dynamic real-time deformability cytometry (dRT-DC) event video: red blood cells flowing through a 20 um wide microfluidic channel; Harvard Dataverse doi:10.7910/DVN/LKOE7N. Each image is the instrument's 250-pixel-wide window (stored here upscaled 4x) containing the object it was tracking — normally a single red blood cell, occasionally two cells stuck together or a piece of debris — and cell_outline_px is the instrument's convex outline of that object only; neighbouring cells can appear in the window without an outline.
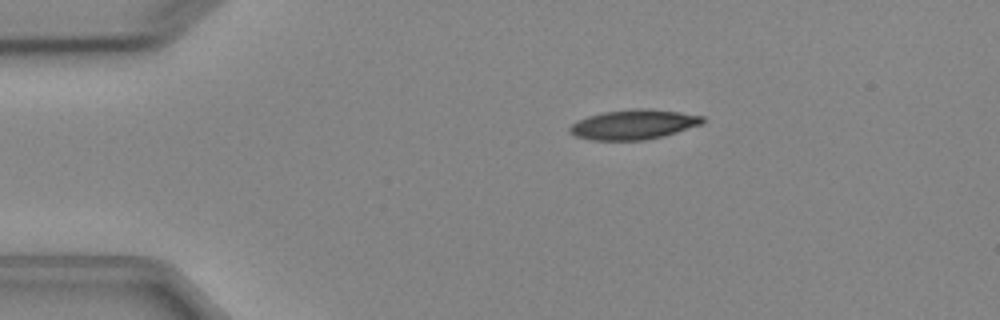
{"species": "Egyptian fruit bat (a non-hibernating species)", "species_latin": "Rousettus aegyptiacus", "temperature_condition": "cold", "stored_images_in_passage": 4, "segment_of_instrument_passage": [1, 2], "camera_frame_rate_fps": 3000, "um_per_image_px": 0.085, "animal": {"sex": "female"}, "frame": {"image": 1, "passage_image": 2, "time_ms": 1.0, "image_size_px": [1000, 320], "cell_outline_px": [[704, 124], [664, 136], [644, 140], [592, 140], [576, 136], [568, 128], [576, 120], [588, 116], [604, 112], [632, 108], [644, 108], [680, 112], [704, 116]], "centroid_in_image_um": [53.89, 10.58], "position_along_channel_um": 31.1, "area_um2": 23.12}}